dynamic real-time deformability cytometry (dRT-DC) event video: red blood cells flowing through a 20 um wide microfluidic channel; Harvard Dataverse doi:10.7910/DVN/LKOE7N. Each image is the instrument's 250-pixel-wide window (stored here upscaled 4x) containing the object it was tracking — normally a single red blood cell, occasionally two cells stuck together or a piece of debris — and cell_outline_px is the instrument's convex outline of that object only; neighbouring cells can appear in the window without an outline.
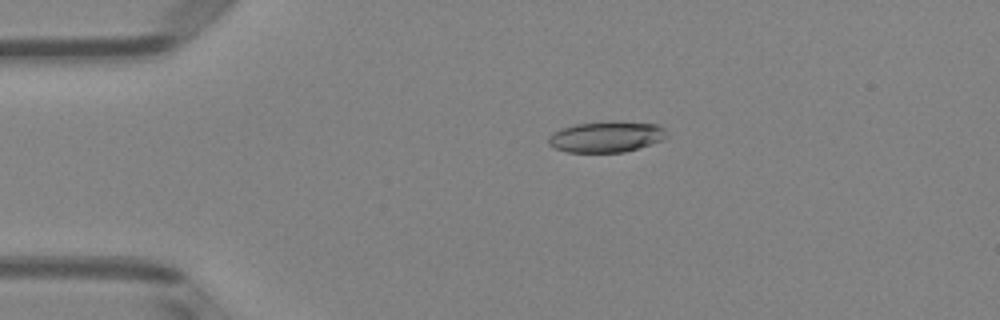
{"species": "Egyptian fruit bat (a non-hibernating species)", "species_latin": "Rousettus aegyptiacus", "temperature_condition": "room temperature", "stored_images_in_passage": 51, "camera_frame_rate_fps": 3000, "um_per_image_px": 0.085, "animal": {"sex": "female"}, "frame": {"image": 1, "passage_image": 11, "time_ms": 3.333, "image_size_px": [1000, 320], "cell_outline_px": [[668, 136], [660, 140], [624, 152], [568, 152], [556, 148], [548, 144], [548, 136], [552, 132], [576, 124], [608, 120], [620, 120], [656, 124], [664, 128]], "centroid_in_image_um": [51.52, 11.6], "position_along_channel_um": 33.5, "area_um2": 21.39}}
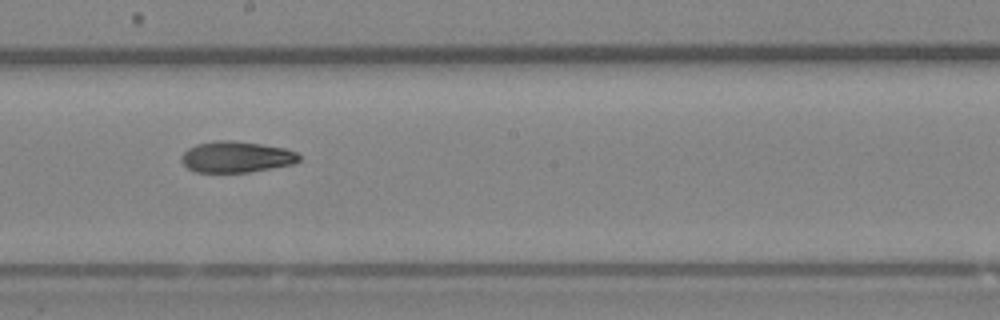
{"frame": {"image": 2, "passage_image": 29, "time_ms": 9.333, "image_size_px": [1000, 320], "cell_outline_px": [[300, 160], [296, 164], [248, 172], [196, 172], [188, 168], [180, 160], [180, 156], [188, 148], [196, 144], [216, 140], [232, 140], [260, 144], [284, 148], [296, 152], [300, 156]], "centroid_in_image_um": [20.08, 13.34], "position_along_channel_um": 228.1, "area_um2": 21.44}}
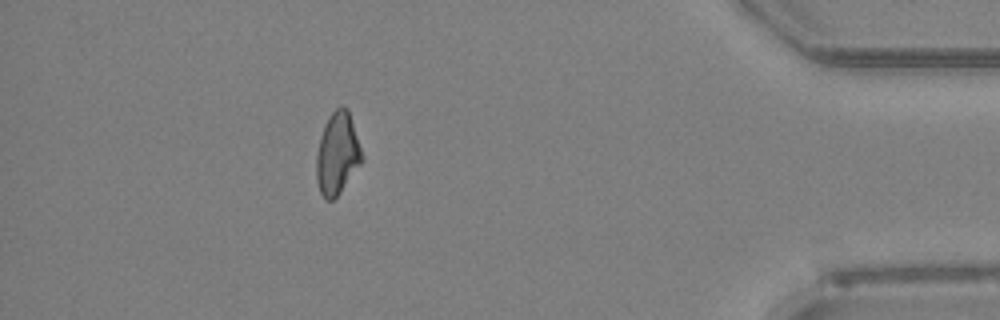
{"frame": {"image": 3, "passage_image": 46, "time_ms": 15.0, "image_size_px": [1000, 320], "cell_outline_px": [[364, 160], [340, 192], [332, 200], [324, 200], [320, 192], [316, 180], [316, 156], [320, 136], [324, 124], [328, 116], [340, 104], [344, 104], [348, 108], [364, 156]], "centroid_in_image_um": [28.68, 13.02], "position_along_channel_um": 406.5, "area_um2": 22.14}, "authors_computed_cell_mechanics": {"area_um2": 21.7328, "velocity_mm_per_s": 3.9919, "shape_relaxation_time_tau1_ms": 9.3372, "shape_relaxation_time_tau2_ms": 7.0846, "deformation_change_tau1": 0.2137, "deformation_change_tau2": 0.1543}}